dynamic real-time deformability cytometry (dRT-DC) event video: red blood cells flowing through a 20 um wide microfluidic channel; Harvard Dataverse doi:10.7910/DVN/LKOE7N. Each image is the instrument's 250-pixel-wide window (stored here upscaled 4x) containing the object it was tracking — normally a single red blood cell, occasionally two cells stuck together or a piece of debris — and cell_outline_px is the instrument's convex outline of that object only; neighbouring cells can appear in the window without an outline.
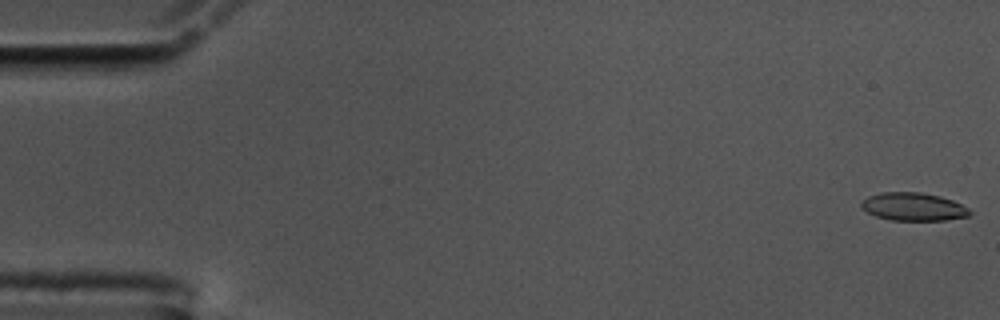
{"species": "common noctule bat (a hibernating species)", "species_latin": "Nyctalus noctula", "temperature_condition": "cold", "stored_images_in_passage": 54, "camera_frame_rate_fps": 3000, "um_per_image_px": 0.085, "animal": {"sex": "male", "body_mass_g": 17.5, "forearm_length_mm": 52.3}, "frame": {"image": 1, "passage_image": 1, "time_ms": 0.0, "image_size_px": [1000, 320], "cell_outline_px": [[972, 212], [968, 216], [944, 220], [888, 220], [876, 216], [860, 208], [860, 204], [868, 196], [880, 192], [920, 192], [940, 196], [952, 200], [968, 208]], "centroid_in_image_um": [77.61, 17.57], "position_along_channel_um": 7.4, "area_um2": 17.69}}
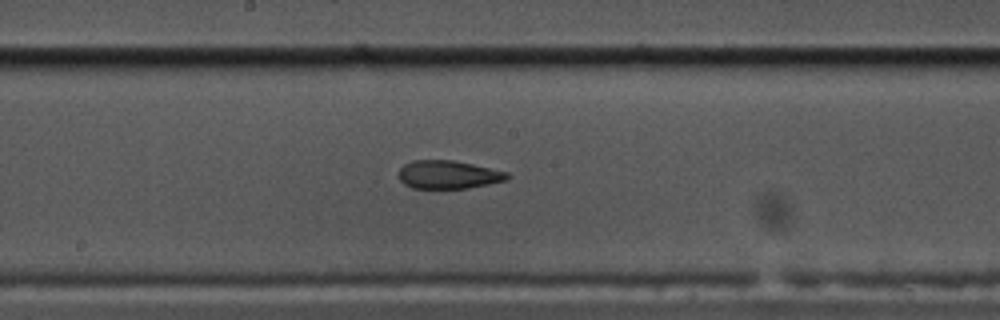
{"frame": {"image": 2, "passage_image": 30, "time_ms": 9.667, "image_size_px": [1000, 320], "cell_outline_px": [[512, 176], [508, 180], [468, 188], [412, 188], [404, 184], [400, 180], [400, 168], [404, 164], [412, 160], [452, 160], [472, 164], [508, 172]], "centroid_in_image_um": [38.13, 14.84], "position_along_channel_um": 210.1, "area_um2": 17.86}}
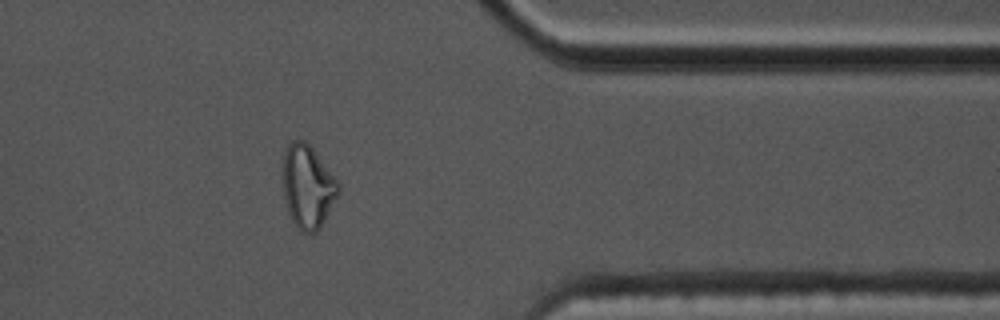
{"frame": {"image": 3, "passage_image": 46, "time_ms": 15.0, "image_size_px": [1000, 320], "cell_outline_px": [[340, 192], [320, 228], [316, 232], [304, 232], [296, 228], [288, 212], [284, 200], [284, 152], [288, 144], [292, 140], [304, 140], [312, 148], [340, 180]], "centroid_in_image_um": [26.19, 15.86], "position_along_channel_um": 385.2, "area_um2": 27.05}}